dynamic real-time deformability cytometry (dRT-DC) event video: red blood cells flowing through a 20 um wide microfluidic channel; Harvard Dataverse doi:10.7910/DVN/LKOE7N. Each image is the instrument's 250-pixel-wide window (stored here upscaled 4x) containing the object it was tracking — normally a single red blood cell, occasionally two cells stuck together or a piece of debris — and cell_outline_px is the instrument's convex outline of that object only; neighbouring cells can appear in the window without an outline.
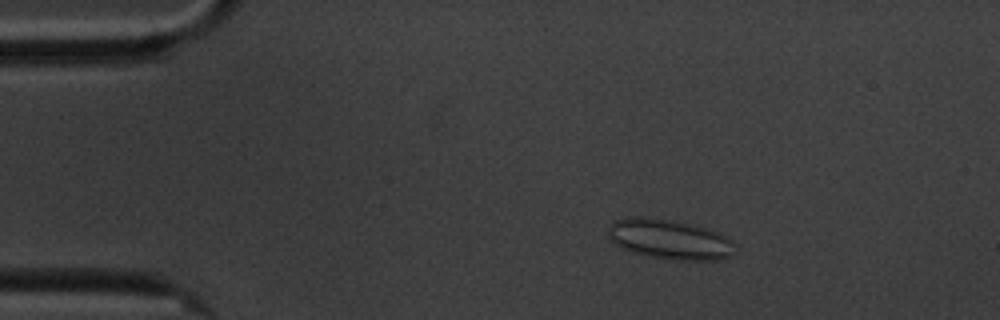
{"species": "common noctule bat (a hibernating species)", "species_latin": "Nyctalus noctula", "temperature_condition": "cold", "stored_images_in_passage": 59, "camera_frame_rate_fps": 3000, "um_per_image_px": 0.085, "animal": {"sex": "male", "body_mass_g": 20.1, "forearm_length_mm": 53.5}, "frame": {"image": 1, "passage_image": 10, "time_ms": 3.0, "image_size_px": [1000, 320], "cell_outline_px": [[736, 252], [732, 256], [724, 260], [676, 260], [648, 256], [632, 252], [620, 248], [608, 236], [608, 228], [616, 220], [628, 216], [640, 216], [668, 220], [692, 224], [716, 232], [724, 236], [736, 248]], "centroid_in_image_um": [56.9, 20.36], "position_along_channel_um": 28.1, "area_um2": 29.42}}
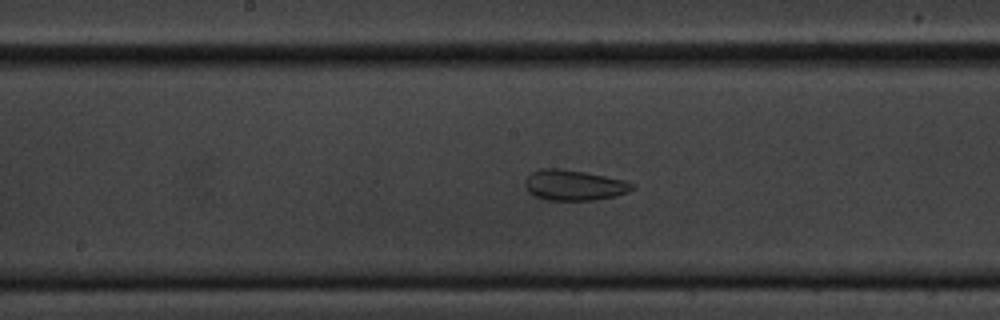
{"frame": {"image": 2, "passage_image": 30, "time_ms": 9.667, "image_size_px": [1000, 320], "cell_outline_px": [[636, 188], [628, 192], [612, 196], [592, 200], [548, 200], [536, 196], [528, 192], [524, 184], [524, 180], [532, 172], [540, 168], [560, 168], [584, 172], [624, 180], [636, 184]], "centroid_in_image_um": [48.78, 15.73], "position_along_channel_um": 199.4, "area_um2": 19.02}}
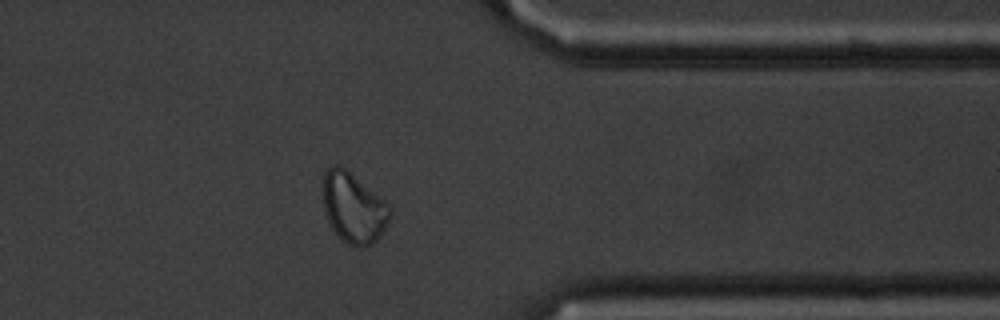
{"frame": {"image": 3, "passage_image": 47, "time_ms": 15.333, "image_size_px": [1000, 320], "cell_outline_px": [[392, 212], [380, 236], [372, 244], [364, 248], [356, 248], [348, 244], [332, 228], [328, 220], [324, 208], [320, 192], [324, 172], [332, 164], [340, 164], [384, 200], [392, 208]], "centroid_in_image_um": [30.01, 17.64], "position_along_channel_um": 381.4, "area_um2": 27.69}, "authors_computed_cell_mechanics": {"area_um2": 26.3568, "velocity_mm_per_s": 3.3898, "shape_relaxation_time_tau1_ms": null, "shape_relaxation_time_tau2_ms": 1.7135, "deformation_change_tau1": null, "deformation_change_tau2": 0.0948}}